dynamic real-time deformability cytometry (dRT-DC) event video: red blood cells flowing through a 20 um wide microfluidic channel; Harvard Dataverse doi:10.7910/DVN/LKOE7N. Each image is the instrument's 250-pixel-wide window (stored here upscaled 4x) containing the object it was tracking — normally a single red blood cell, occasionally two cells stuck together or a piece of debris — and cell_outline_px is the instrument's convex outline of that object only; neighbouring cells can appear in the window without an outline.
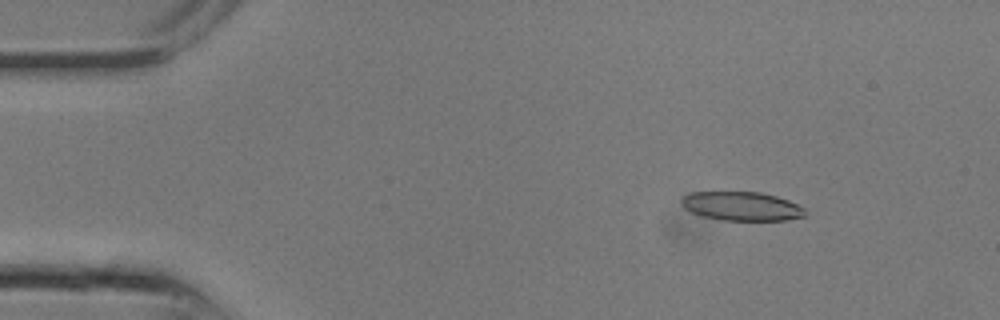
{"species": "common noctule bat (a hibernating species)", "species_latin": "Nyctalus noctula", "temperature_condition": "room temperature", "stored_images_in_passage": 26, "camera_frame_rate_fps": 3000, "um_per_image_px": 0.085, "animal": {"sex": "male", "body_mass_g": 13.3}, "frame": {"image": 1, "passage_image": 4, "time_ms": 1.0, "image_size_px": [1000, 320], "cell_outline_px": [[808, 212], [804, 216], [788, 220], [724, 220], [704, 216], [692, 212], [684, 208], [680, 204], [680, 200], [684, 196], [692, 192], [760, 192], [776, 196], [788, 200], [804, 208]], "centroid_in_image_um": [63.05, 17.52], "position_along_channel_um": 22.0, "area_um2": 20.75}}
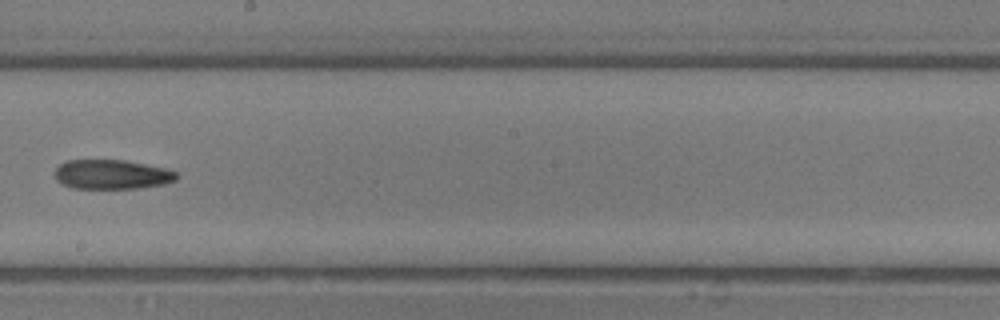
{"frame": {"image": 2, "passage_image": 15, "time_ms": 4.667, "image_size_px": [1000, 320], "cell_outline_px": [[180, 176], [176, 180], [164, 184], [136, 188], [72, 188], [56, 180], [56, 168], [60, 164], [68, 160], [124, 160], [168, 168], [176, 172]], "centroid_in_image_um": [9.55, 14.82], "position_along_channel_um": 238.6, "area_um2": 20.87}}
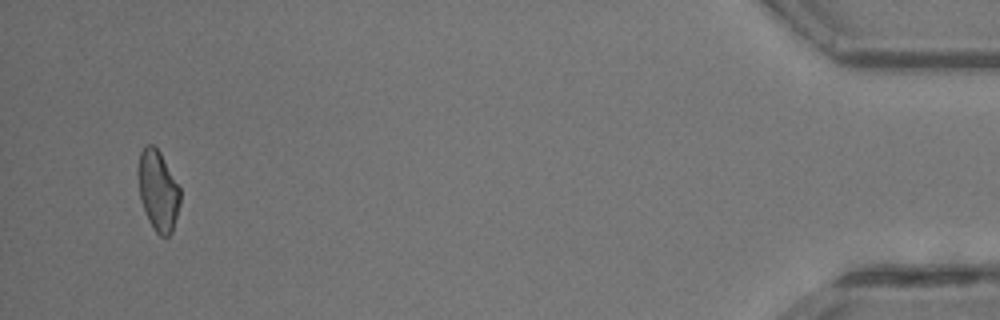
{"frame": {"image": 3, "passage_image": 25, "time_ms": 8.0, "image_size_px": [1000, 320], "cell_outline_px": [[180, 204], [172, 232], [168, 236], [160, 236], [156, 232], [148, 220], [140, 200], [136, 172], [140, 152], [144, 144], [152, 144], [160, 152], [180, 188]], "centroid_in_image_um": [13.4, 16.18], "position_along_channel_um": 421.8, "area_um2": 19.94}}